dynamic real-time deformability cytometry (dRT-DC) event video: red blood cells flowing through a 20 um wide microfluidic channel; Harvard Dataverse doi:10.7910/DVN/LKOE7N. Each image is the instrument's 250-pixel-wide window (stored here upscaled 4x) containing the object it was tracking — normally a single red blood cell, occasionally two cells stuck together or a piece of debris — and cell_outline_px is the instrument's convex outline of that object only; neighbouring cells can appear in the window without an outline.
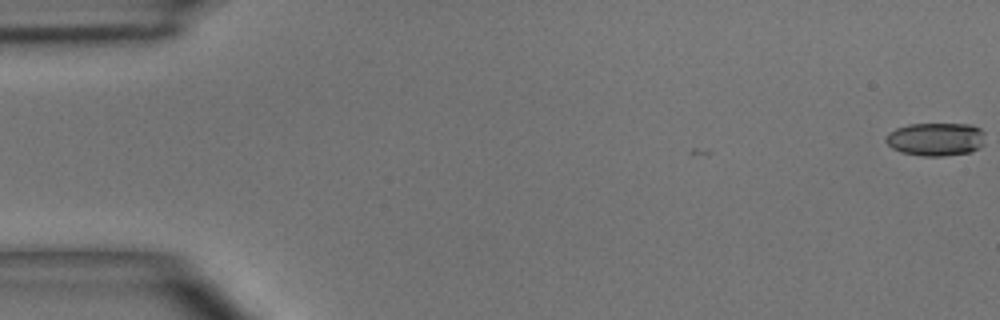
{"species": "common noctule bat (a hibernating species)", "species_latin": "Nyctalus noctula", "temperature_condition": "room temperature", "stored_images_in_passage": 4, "camera_frame_rate_fps": 3000, "um_per_image_px": 0.085, "animal": {"sex": "male", "body_mass_g": 15.6}, "frame": {"image": 1, "passage_image": 1, "time_ms": 0.0, "image_size_px": [1000, 320], "cell_outline_px": [[984, 144], [980, 148], [972, 152], [944, 156], [924, 156], [900, 152], [892, 148], [884, 140], [888, 132], [896, 128], [908, 124], [972, 124], [980, 128], [984, 132]], "centroid_in_image_um": [79.56, 11.83], "position_along_channel_um": 5.4, "area_um2": 19.54}}